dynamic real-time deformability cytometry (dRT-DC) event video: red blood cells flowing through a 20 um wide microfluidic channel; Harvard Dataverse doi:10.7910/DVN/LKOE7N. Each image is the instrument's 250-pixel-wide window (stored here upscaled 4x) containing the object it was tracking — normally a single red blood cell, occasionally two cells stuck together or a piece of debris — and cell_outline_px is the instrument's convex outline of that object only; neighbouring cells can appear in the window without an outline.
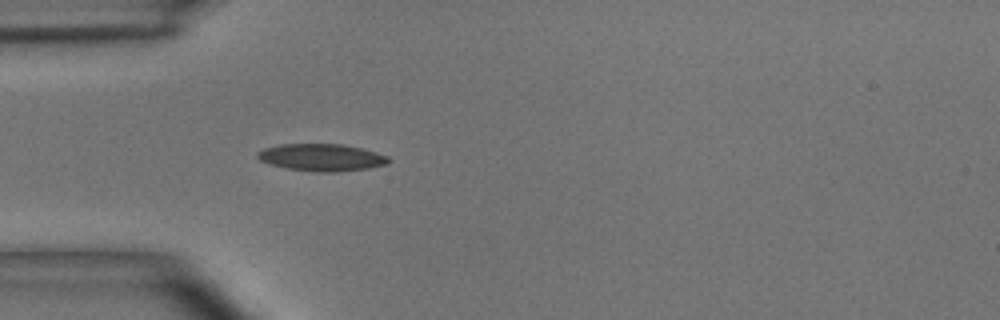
{"species": "common noctule bat (a hibernating species)", "species_latin": "Nyctalus noctula", "temperature_condition": "room temperature", "stored_images_in_passage": 35, "camera_frame_rate_fps": 3000, "um_per_image_px": 0.085, "animal": {"sex": "male", "body_mass_g": 15.6}, "frame": {"image": 1, "passage_image": 1, "time_ms": 0.0, "image_size_px": [1000, 320], "cell_outline_px": [[392, 160], [388, 164], [368, 168], [336, 172], [316, 172], [288, 168], [268, 164], [260, 160], [256, 156], [256, 152], [264, 148], [280, 144], [344, 144], [364, 148], [388, 156]], "centroid_in_image_um": [27.36, 13.37], "position_along_channel_um": 57.6, "area_um2": 20.98}}
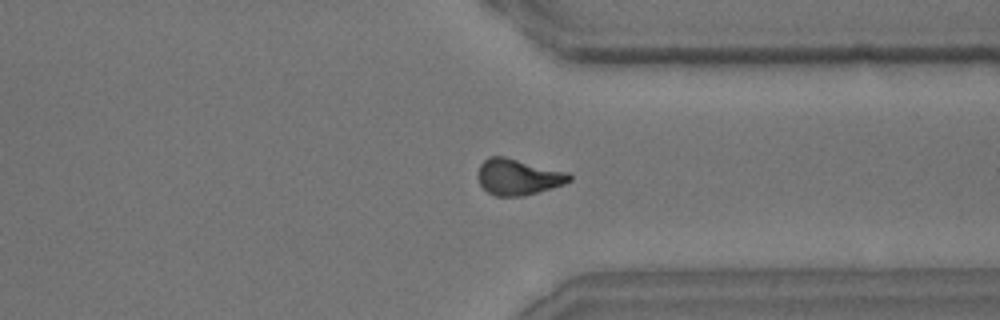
{"frame": {"image": 2, "passage_image": 24, "time_ms": 7.667, "image_size_px": [1000, 320], "cell_outline_px": [[572, 180], [564, 184], [552, 188], [524, 196], [496, 196], [488, 192], [480, 184], [480, 164], [488, 156], [504, 156], [568, 172], [572, 176]], "centroid_in_image_um": [44.08, 15.04], "position_along_channel_um": 367.3, "area_um2": 19.07}}
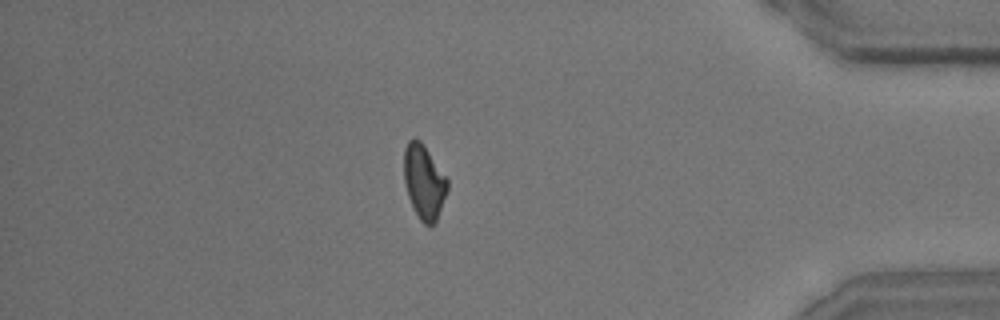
{"frame": {"image": 3, "passage_image": 29, "time_ms": 9.333, "image_size_px": [1000, 320], "cell_outline_px": [[448, 188], [436, 220], [432, 228], [424, 224], [420, 220], [408, 196], [404, 180], [404, 148], [408, 140], [416, 136], [420, 140], [448, 180]], "centroid_in_image_um": [36.02, 15.44], "position_along_channel_um": 399.2, "area_um2": 18.61}, "authors_computed_cell_mechanics": {"area_um2": 19.1318, "velocity_mm_per_s": 4.0831, "shape_relaxation_time_tau1_ms": 6.7451, "shape_relaxation_time_tau2_ms": 5.7905, "deformation_change_tau1": 0.171, "deformation_change_tau2": 0.1239}}